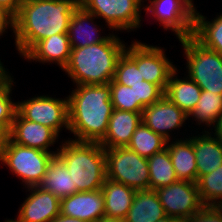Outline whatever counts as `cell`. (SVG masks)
<instances>
[{
  "label": "cell",
  "instance_id": "44dd1931",
  "mask_svg": "<svg viewBox=\"0 0 222 222\" xmlns=\"http://www.w3.org/2000/svg\"><path fill=\"white\" fill-rule=\"evenodd\" d=\"M166 147L178 180L197 183V165L193 142L186 137L175 138L173 141H167Z\"/></svg>",
  "mask_w": 222,
  "mask_h": 222
},
{
  "label": "cell",
  "instance_id": "5bb4252c",
  "mask_svg": "<svg viewBox=\"0 0 222 222\" xmlns=\"http://www.w3.org/2000/svg\"><path fill=\"white\" fill-rule=\"evenodd\" d=\"M59 135L51 128L22 118L17 112L9 132V138L19 145L57 154L50 147L58 143Z\"/></svg>",
  "mask_w": 222,
  "mask_h": 222
},
{
  "label": "cell",
  "instance_id": "60d3db41",
  "mask_svg": "<svg viewBox=\"0 0 222 222\" xmlns=\"http://www.w3.org/2000/svg\"><path fill=\"white\" fill-rule=\"evenodd\" d=\"M7 70L8 69L5 68L0 59V84L5 83L11 77L12 74H10Z\"/></svg>",
  "mask_w": 222,
  "mask_h": 222
},
{
  "label": "cell",
  "instance_id": "74e56055",
  "mask_svg": "<svg viewBox=\"0 0 222 222\" xmlns=\"http://www.w3.org/2000/svg\"><path fill=\"white\" fill-rule=\"evenodd\" d=\"M214 130V133L213 131ZM219 141L222 142V114L217 119L215 126L210 131Z\"/></svg>",
  "mask_w": 222,
  "mask_h": 222
},
{
  "label": "cell",
  "instance_id": "83f0119b",
  "mask_svg": "<svg viewBox=\"0 0 222 222\" xmlns=\"http://www.w3.org/2000/svg\"><path fill=\"white\" fill-rule=\"evenodd\" d=\"M149 167L150 189L157 190L178 181L168 148L155 153L147 159Z\"/></svg>",
  "mask_w": 222,
  "mask_h": 222
},
{
  "label": "cell",
  "instance_id": "9a60e30c",
  "mask_svg": "<svg viewBox=\"0 0 222 222\" xmlns=\"http://www.w3.org/2000/svg\"><path fill=\"white\" fill-rule=\"evenodd\" d=\"M29 192L21 203L17 217L23 222H51L60 214V199L37 186L27 187Z\"/></svg>",
  "mask_w": 222,
  "mask_h": 222
},
{
  "label": "cell",
  "instance_id": "d6986e66",
  "mask_svg": "<svg viewBox=\"0 0 222 222\" xmlns=\"http://www.w3.org/2000/svg\"><path fill=\"white\" fill-rule=\"evenodd\" d=\"M142 122V112L113 109L105 137L99 142L104 148L126 147Z\"/></svg>",
  "mask_w": 222,
  "mask_h": 222
},
{
  "label": "cell",
  "instance_id": "f35d334b",
  "mask_svg": "<svg viewBox=\"0 0 222 222\" xmlns=\"http://www.w3.org/2000/svg\"><path fill=\"white\" fill-rule=\"evenodd\" d=\"M51 222H86V221L59 214L56 217H54Z\"/></svg>",
  "mask_w": 222,
  "mask_h": 222
},
{
  "label": "cell",
  "instance_id": "e575fe53",
  "mask_svg": "<svg viewBox=\"0 0 222 222\" xmlns=\"http://www.w3.org/2000/svg\"><path fill=\"white\" fill-rule=\"evenodd\" d=\"M182 222H222V207L204 206L198 213L182 220Z\"/></svg>",
  "mask_w": 222,
  "mask_h": 222
},
{
  "label": "cell",
  "instance_id": "f546056e",
  "mask_svg": "<svg viewBox=\"0 0 222 222\" xmlns=\"http://www.w3.org/2000/svg\"><path fill=\"white\" fill-rule=\"evenodd\" d=\"M167 140L161 135L156 134L143 122L137 127L132 135L130 143L127 147L141 157L150 158L155 153L162 151L166 148Z\"/></svg>",
  "mask_w": 222,
  "mask_h": 222
},
{
  "label": "cell",
  "instance_id": "ba28073f",
  "mask_svg": "<svg viewBox=\"0 0 222 222\" xmlns=\"http://www.w3.org/2000/svg\"><path fill=\"white\" fill-rule=\"evenodd\" d=\"M79 4L115 31H136L142 25L144 0H79Z\"/></svg>",
  "mask_w": 222,
  "mask_h": 222
},
{
  "label": "cell",
  "instance_id": "8992f818",
  "mask_svg": "<svg viewBox=\"0 0 222 222\" xmlns=\"http://www.w3.org/2000/svg\"><path fill=\"white\" fill-rule=\"evenodd\" d=\"M53 156V153L19 145L9 138L1 150L0 162L22 180L26 189L38 186Z\"/></svg>",
  "mask_w": 222,
  "mask_h": 222
},
{
  "label": "cell",
  "instance_id": "1f68e13d",
  "mask_svg": "<svg viewBox=\"0 0 222 222\" xmlns=\"http://www.w3.org/2000/svg\"><path fill=\"white\" fill-rule=\"evenodd\" d=\"M13 76L5 83L0 84V125L10 132L14 116L17 111V102L11 98L12 87H14Z\"/></svg>",
  "mask_w": 222,
  "mask_h": 222
},
{
  "label": "cell",
  "instance_id": "f1b7e54d",
  "mask_svg": "<svg viewBox=\"0 0 222 222\" xmlns=\"http://www.w3.org/2000/svg\"><path fill=\"white\" fill-rule=\"evenodd\" d=\"M133 42V43H132ZM126 45V49L118 60L114 78L110 83H120L131 87L144 79L137 68V39Z\"/></svg>",
  "mask_w": 222,
  "mask_h": 222
},
{
  "label": "cell",
  "instance_id": "2e32d148",
  "mask_svg": "<svg viewBox=\"0 0 222 222\" xmlns=\"http://www.w3.org/2000/svg\"><path fill=\"white\" fill-rule=\"evenodd\" d=\"M60 214L86 222H98L105 217L102 190L76 192L60 199Z\"/></svg>",
  "mask_w": 222,
  "mask_h": 222
},
{
  "label": "cell",
  "instance_id": "ffe728a7",
  "mask_svg": "<svg viewBox=\"0 0 222 222\" xmlns=\"http://www.w3.org/2000/svg\"><path fill=\"white\" fill-rule=\"evenodd\" d=\"M200 134L188 137L193 142L197 180L222 165V142L210 131H202Z\"/></svg>",
  "mask_w": 222,
  "mask_h": 222
},
{
  "label": "cell",
  "instance_id": "4fadbf2b",
  "mask_svg": "<svg viewBox=\"0 0 222 222\" xmlns=\"http://www.w3.org/2000/svg\"><path fill=\"white\" fill-rule=\"evenodd\" d=\"M165 48L137 41V68L145 81L159 85L164 91L172 72L177 68Z\"/></svg>",
  "mask_w": 222,
  "mask_h": 222
},
{
  "label": "cell",
  "instance_id": "4316f807",
  "mask_svg": "<svg viewBox=\"0 0 222 222\" xmlns=\"http://www.w3.org/2000/svg\"><path fill=\"white\" fill-rule=\"evenodd\" d=\"M221 114L222 95L202 90L196 107L188 115V123L191 120L190 118H192L196 122V125L206 126L203 131H210L215 126Z\"/></svg>",
  "mask_w": 222,
  "mask_h": 222
},
{
  "label": "cell",
  "instance_id": "cb8c5ba5",
  "mask_svg": "<svg viewBox=\"0 0 222 222\" xmlns=\"http://www.w3.org/2000/svg\"><path fill=\"white\" fill-rule=\"evenodd\" d=\"M105 217L125 218L132 205L136 190L106 178L102 188Z\"/></svg>",
  "mask_w": 222,
  "mask_h": 222
},
{
  "label": "cell",
  "instance_id": "603a6c76",
  "mask_svg": "<svg viewBox=\"0 0 222 222\" xmlns=\"http://www.w3.org/2000/svg\"><path fill=\"white\" fill-rule=\"evenodd\" d=\"M166 216L157 192L152 189L137 190L125 222H156Z\"/></svg>",
  "mask_w": 222,
  "mask_h": 222
},
{
  "label": "cell",
  "instance_id": "d4e9b609",
  "mask_svg": "<svg viewBox=\"0 0 222 222\" xmlns=\"http://www.w3.org/2000/svg\"><path fill=\"white\" fill-rule=\"evenodd\" d=\"M37 187L51 192L59 199L77 192L76 186H72V179L66 165L57 155L49 161L46 173Z\"/></svg>",
  "mask_w": 222,
  "mask_h": 222
},
{
  "label": "cell",
  "instance_id": "7c38bea8",
  "mask_svg": "<svg viewBox=\"0 0 222 222\" xmlns=\"http://www.w3.org/2000/svg\"><path fill=\"white\" fill-rule=\"evenodd\" d=\"M187 120L188 115L166 96L142 111V122L167 141L174 140L172 131L181 129Z\"/></svg>",
  "mask_w": 222,
  "mask_h": 222
},
{
  "label": "cell",
  "instance_id": "30bf717a",
  "mask_svg": "<svg viewBox=\"0 0 222 222\" xmlns=\"http://www.w3.org/2000/svg\"><path fill=\"white\" fill-rule=\"evenodd\" d=\"M22 118L53 129L60 135L64 128L69 131L68 97L37 95L17 102V111Z\"/></svg>",
  "mask_w": 222,
  "mask_h": 222
},
{
  "label": "cell",
  "instance_id": "9c48e42d",
  "mask_svg": "<svg viewBox=\"0 0 222 222\" xmlns=\"http://www.w3.org/2000/svg\"><path fill=\"white\" fill-rule=\"evenodd\" d=\"M148 3L143 7L147 17L153 16L164 30L174 32L177 39L192 36L196 8L193 0H148Z\"/></svg>",
  "mask_w": 222,
  "mask_h": 222
},
{
  "label": "cell",
  "instance_id": "8fae6325",
  "mask_svg": "<svg viewBox=\"0 0 222 222\" xmlns=\"http://www.w3.org/2000/svg\"><path fill=\"white\" fill-rule=\"evenodd\" d=\"M155 191L167 216L184 220L204 207L197 183L178 180Z\"/></svg>",
  "mask_w": 222,
  "mask_h": 222
},
{
  "label": "cell",
  "instance_id": "ac0fdd59",
  "mask_svg": "<svg viewBox=\"0 0 222 222\" xmlns=\"http://www.w3.org/2000/svg\"><path fill=\"white\" fill-rule=\"evenodd\" d=\"M94 19L98 18L86 11L81 5L74 10L68 28L71 48H81L97 44L105 41L110 36V32L106 36L101 34L105 28H102L103 26L98 28L99 26L97 22H94Z\"/></svg>",
  "mask_w": 222,
  "mask_h": 222
},
{
  "label": "cell",
  "instance_id": "d6a6232c",
  "mask_svg": "<svg viewBox=\"0 0 222 222\" xmlns=\"http://www.w3.org/2000/svg\"><path fill=\"white\" fill-rule=\"evenodd\" d=\"M111 88V102L113 109L130 112H142L143 110L135 101L134 90L120 83H109Z\"/></svg>",
  "mask_w": 222,
  "mask_h": 222
},
{
  "label": "cell",
  "instance_id": "e0dca14e",
  "mask_svg": "<svg viewBox=\"0 0 222 222\" xmlns=\"http://www.w3.org/2000/svg\"><path fill=\"white\" fill-rule=\"evenodd\" d=\"M70 53L68 33L53 34L51 37L38 41L22 58L28 62L57 64L63 71L69 62Z\"/></svg>",
  "mask_w": 222,
  "mask_h": 222
},
{
  "label": "cell",
  "instance_id": "5b68a950",
  "mask_svg": "<svg viewBox=\"0 0 222 222\" xmlns=\"http://www.w3.org/2000/svg\"><path fill=\"white\" fill-rule=\"evenodd\" d=\"M186 59V73L201 90L222 95V56L193 36L178 39Z\"/></svg>",
  "mask_w": 222,
  "mask_h": 222
},
{
  "label": "cell",
  "instance_id": "4dcf8cb0",
  "mask_svg": "<svg viewBox=\"0 0 222 222\" xmlns=\"http://www.w3.org/2000/svg\"><path fill=\"white\" fill-rule=\"evenodd\" d=\"M199 195L204 206L222 207V165L197 180Z\"/></svg>",
  "mask_w": 222,
  "mask_h": 222
},
{
  "label": "cell",
  "instance_id": "ab89813d",
  "mask_svg": "<svg viewBox=\"0 0 222 222\" xmlns=\"http://www.w3.org/2000/svg\"><path fill=\"white\" fill-rule=\"evenodd\" d=\"M9 139V132L0 125V155H1V150L5 146Z\"/></svg>",
  "mask_w": 222,
  "mask_h": 222
},
{
  "label": "cell",
  "instance_id": "3957f363",
  "mask_svg": "<svg viewBox=\"0 0 222 222\" xmlns=\"http://www.w3.org/2000/svg\"><path fill=\"white\" fill-rule=\"evenodd\" d=\"M113 33L103 42L71 48L63 71L75 86L109 84L113 80L118 60L126 49V43Z\"/></svg>",
  "mask_w": 222,
  "mask_h": 222
},
{
  "label": "cell",
  "instance_id": "52a82bcc",
  "mask_svg": "<svg viewBox=\"0 0 222 222\" xmlns=\"http://www.w3.org/2000/svg\"><path fill=\"white\" fill-rule=\"evenodd\" d=\"M107 178L134 190L150 189L147 158L126 147L105 148Z\"/></svg>",
  "mask_w": 222,
  "mask_h": 222
},
{
  "label": "cell",
  "instance_id": "d590c367",
  "mask_svg": "<svg viewBox=\"0 0 222 222\" xmlns=\"http://www.w3.org/2000/svg\"><path fill=\"white\" fill-rule=\"evenodd\" d=\"M7 29L13 31V17L0 7V39L6 31L8 32Z\"/></svg>",
  "mask_w": 222,
  "mask_h": 222
},
{
  "label": "cell",
  "instance_id": "484cf974",
  "mask_svg": "<svg viewBox=\"0 0 222 222\" xmlns=\"http://www.w3.org/2000/svg\"><path fill=\"white\" fill-rule=\"evenodd\" d=\"M222 13V12H221ZM206 16L195 8L192 36L203 46L222 56V14L208 21Z\"/></svg>",
  "mask_w": 222,
  "mask_h": 222
},
{
  "label": "cell",
  "instance_id": "277c9868",
  "mask_svg": "<svg viewBox=\"0 0 222 222\" xmlns=\"http://www.w3.org/2000/svg\"><path fill=\"white\" fill-rule=\"evenodd\" d=\"M60 143L56 155L66 165L77 192L101 189L107 178L105 148L98 142L64 139Z\"/></svg>",
  "mask_w": 222,
  "mask_h": 222
},
{
  "label": "cell",
  "instance_id": "8d00e7d4",
  "mask_svg": "<svg viewBox=\"0 0 222 222\" xmlns=\"http://www.w3.org/2000/svg\"><path fill=\"white\" fill-rule=\"evenodd\" d=\"M23 0H0V7L14 17L19 11Z\"/></svg>",
  "mask_w": 222,
  "mask_h": 222
},
{
  "label": "cell",
  "instance_id": "836d02e7",
  "mask_svg": "<svg viewBox=\"0 0 222 222\" xmlns=\"http://www.w3.org/2000/svg\"><path fill=\"white\" fill-rule=\"evenodd\" d=\"M131 88L134 90L135 101H137V104L142 110L146 106L158 102L164 96V90L159 85L145 80L131 86Z\"/></svg>",
  "mask_w": 222,
  "mask_h": 222
},
{
  "label": "cell",
  "instance_id": "7402d4cb",
  "mask_svg": "<svg viewBox=\"0 0 222 222\" xmlns=\"http://www.w3.org/2000/svg\"><path fill=\"white\" fill-rule=\"evenodd\" d=\"M178 72V68L172 72L164 96L189 115L196 107L202 90L188 76L182 77L183 79L179 78Z\"/></svg>",
  "mask_w": 222,
  "mask_h": 222
},
{
  "label": "cell",
  "instance_id": "ee69618b",
  "mask_svg": "<svg viewBox=\"0 0 222 222\" xmlns=\"http://www.w3.org/2000/svg\"><path fill=\"white\" fill-rule=\"evenodd\" d=\"M5 222H23V221L20 220L18 217H16L15 219H7L6 218Z\"/></svg>",
  "mask_w": 222,
  "mask_h": 222
},
{
  "label": "cell",
  "instance_id": "7a4b0ae2",
  "mask_svg": "<svg viewBox=\"0 0 222 222\" xmlns=\"http://www.w3.org/2000/svg\"><path fill=\"white\" fill-rule=\"evenodd\" d=\"M68 97V138L79 142H100L106 135L113 105L109 84L77 85Z\"/></svg>",
  "mask_w": 222,
  "mask_h": 222
},
{
  "label": "cell",
  "instance_id": "6da1fadb",
  "mask_svg": "<svg viewBox=\"0 0 222 222\" xmlns=\"http://www.w3.org/2000/svg\"><path fill=\"white\" fill-rule=\"evenodd\" d=\"M79 0H23L13 17V35L18 55L23 57L38 41L53 34L68 33Z\"/></svg>",
  "mask_w": 222,
  "mask_h": 222
},
{
  "label": "cell",
  "instance_id": "7bdbcfd3",
  "mask_svg": "<svg viewBox=\"0 0 222 222\" xmlns=\"http://www.w3.org/2000/svg\"><path fill=\"white\" fill-rule=\"evenodd\" d=\"M156 222H182V220L178 219V218H175V217H171V216H167L166 215L164 218L159 219Z\"/></svg>",
  "mask_w": 222,
  "mask_h": 222
},
{
  "label": "cell",
  "instance_id": "b9f144b4",
  "mask_svg": "<svg viewBox=\"0 0 222 222\" xmlns=\"http://www.w3.org/2000/svg\"><path fill=\"white\" fill-rule=\"evenodd\" d=\"M98 222H125V219L115 217H102Z\"/></svg>",
  "mask_w": 222,
  "mask_h": 222
}]
</instances>
